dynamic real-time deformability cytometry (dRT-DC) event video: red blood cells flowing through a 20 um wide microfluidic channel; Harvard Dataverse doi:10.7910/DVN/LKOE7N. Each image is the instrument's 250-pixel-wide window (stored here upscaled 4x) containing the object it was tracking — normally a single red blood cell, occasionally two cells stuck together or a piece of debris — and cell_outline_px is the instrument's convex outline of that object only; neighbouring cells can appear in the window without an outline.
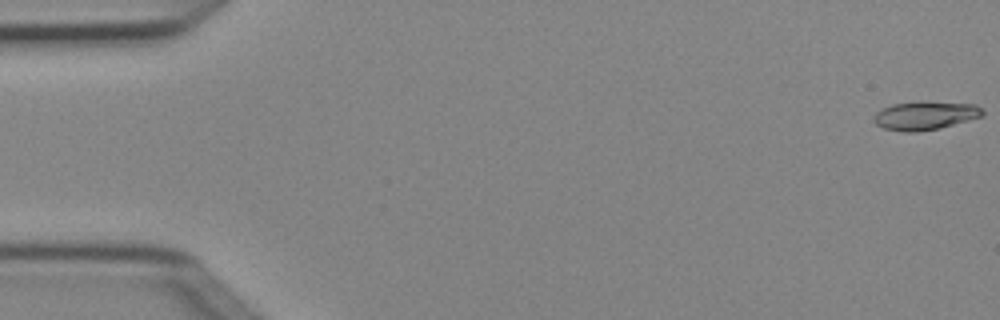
{"species": "Egyptian fruit bat (a non-hibernating species)", "species_latin": "Rousettus aegyptiacus", "temperature_condition": "cold", "stored_images_in_passage": 5, "camera_frame_rate_fps": 3000, "um_per_image_px": 0.085, "animal": {"sex": "female"}, "frame": {"image": 1, "passage_image": 1, "time_ms": 0.0, "image_size_px": [1000, 320], "cell_outline_px": [[984, 116], [940, 128], [916, 132], [904, 132], [884, 128], [876, 124], [872, 120], [872, 116], [876, 112], [892, 104], [976, 104], [984, 112]], "centroid_in_image_um": [78.61, 9.88], "position_along_channel_um": 6.4, "area_um2": 17.22}}
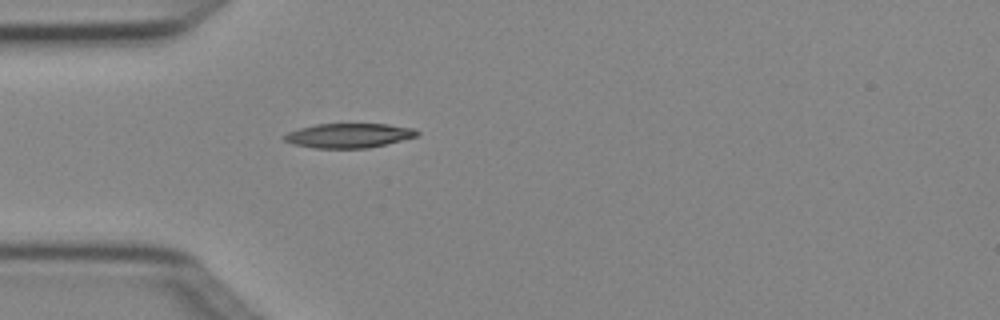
{"frame": {"image": 2, "passage_image": 5, "time_ms": 1.333, "image_size_px": [1000, 320], "cell_outline_px": [[420, 132], [416, 136], [368, 148], [316, 148], [292, 144], [284, 140], [284, 136], [288, 132], [300, 128], [316, 124], [388, 124], [412, 128]], "centroid_in_image_um": [29.62, 11.52], "position_along_channel_um": 55.4, "area_um2": 18.67}}